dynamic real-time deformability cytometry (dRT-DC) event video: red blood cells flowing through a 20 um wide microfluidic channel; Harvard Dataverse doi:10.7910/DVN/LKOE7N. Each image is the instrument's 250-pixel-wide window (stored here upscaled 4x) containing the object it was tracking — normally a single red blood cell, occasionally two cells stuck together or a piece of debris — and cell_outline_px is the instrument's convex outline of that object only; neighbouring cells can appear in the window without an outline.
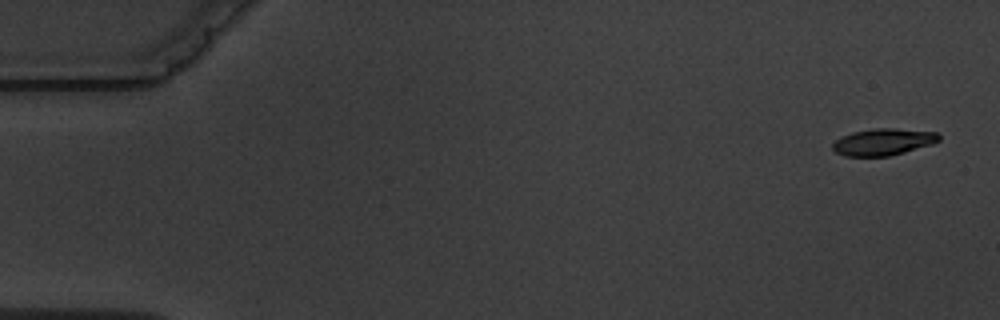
{"species": "common noctule bat (a hibernating species)", "species_latin": "Nyctalus noctula", "temperature_condition": "warm", "stored_images_in_passage": 6, "camera_frame_rate_fps": 3000, "um_per_image_px": 0.085, "animal": {"sex": "male", "body_mass_g": 19.5, "forearm_length_mm": 54.6}, "frame": {"image": 1, "passage_image": 1, "time_ms": 0.0, "image_size_px": [1000, 320], "cell_outline_px": [[940, 140], [932, 144], [904, 152], [888, 156], [844, 156], [836, 152], [832, 148], [832, 144], [840, 136], [852, 132], [872, 128], [896, 128], [936, 132], [940, 136]], "centroid_in_image_um": [75.05, 12.05], "position_along_channel_um": 9.9, "area_um2": 16.65}}
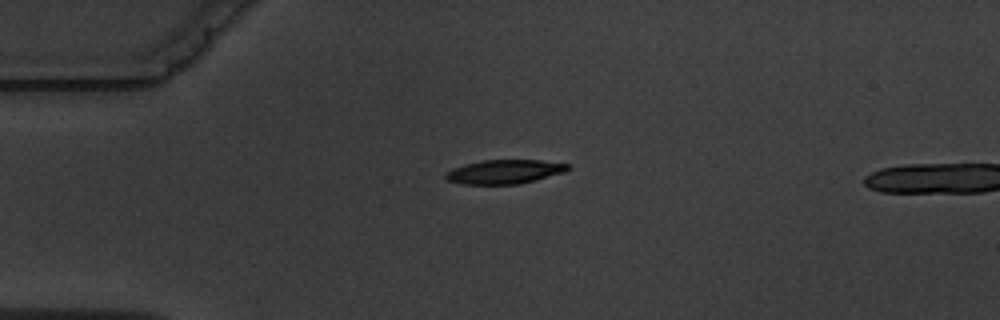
{"frame": {"image": 2, "passage_image": 4, "time_ms": 4.0, "image_size_px": [1000, 320], "cell_outline_px": [[572, 168], [564, 172], [536, 180], [520, 184], [460, 184], [448, 180], [444, 176], [444, 172], [452, 168], [464, 164], [480, 160], [540, 160], [572, 164]], "centroid_in_image_um": [42.89, 14.59], "position_along_channel_um": 42.1, "area_um2": 17.4}}